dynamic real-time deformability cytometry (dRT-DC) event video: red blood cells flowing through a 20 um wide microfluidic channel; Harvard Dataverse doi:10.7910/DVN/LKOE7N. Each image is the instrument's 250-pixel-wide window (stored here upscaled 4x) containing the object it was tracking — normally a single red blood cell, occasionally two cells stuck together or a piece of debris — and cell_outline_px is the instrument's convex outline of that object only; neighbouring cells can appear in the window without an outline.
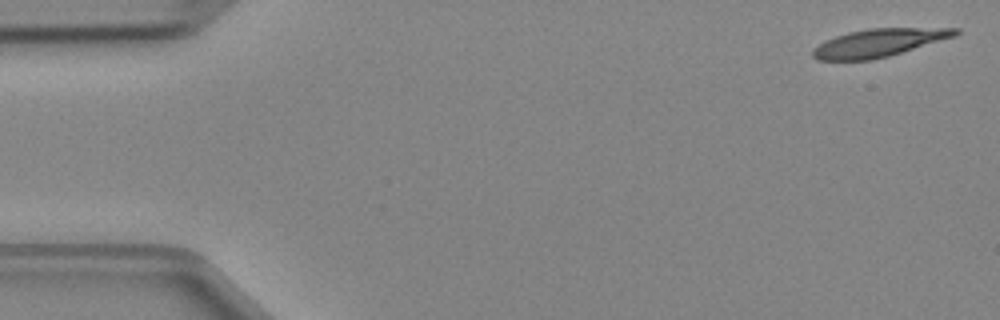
{"species": "Egyptian fruit bat (a non-hibernating species)", "species_latin": "Rousettus aegyptiacus", "temperature_condition": "cold", "stored_images_in_passage": 47, "camera_frame_rate_fps": 3000, "um_per_image_px": 0.085, "animal": {"sex": "female"}, "frame": {"image": 1, "passage_image": 1, "time_ms": 0.0, "image_size_px": [1000, 320], "cell_outline_px": [[960, 32], [956, 36], [888, 56], [872, 60], [816, 60], [812, 56], [812, 48], [816, 44], [824, 40], [848, 32], [868, 28], [960, 28]], "centroid_in_image_um": [74.65, 3.63], "position_along_channel_um": 10.3, "area_um2": 23.29}}
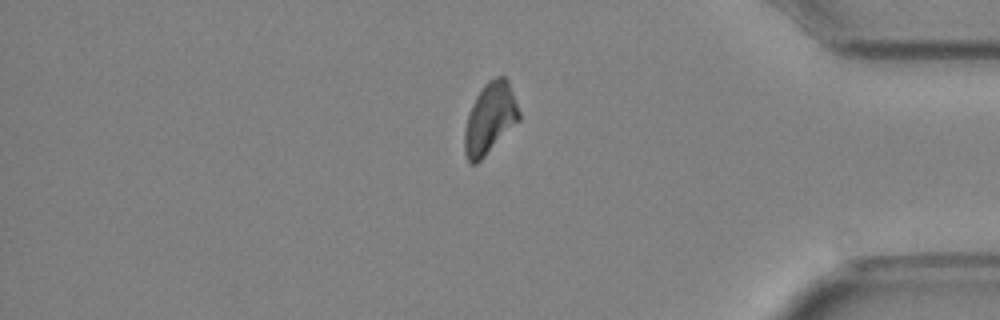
{"frame": {"image": 2, "passage_image": 39, "time_ms": 12.667, "image_size_px": [1000, 320], "cell_outline_px": [[520, 120], [476, 164], [472, 164], [468, 160], [464, 152], [464, 132], [468, 116], [472, 104], [476, 96], [484, 84], [488, 80], [496, 76], [504, 76], [508, 80], [520, 112]], "centroid_in_image_um": [41.65, 10.04], "position_along_channel_um": 393.6, "area_um2": 22.37}}
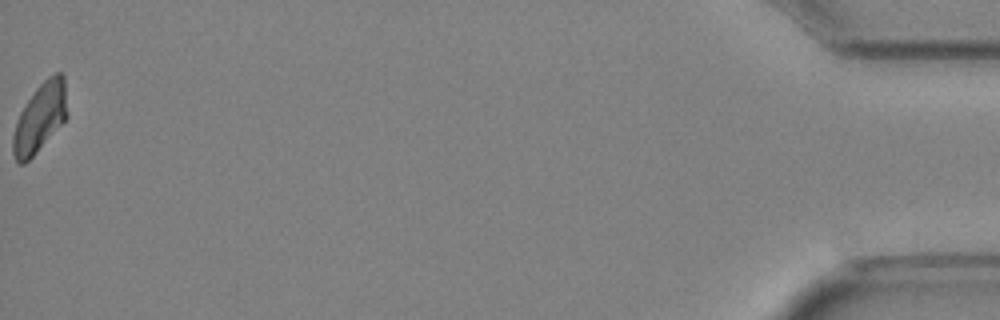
{"frame": {"image": 3, "passage_image": 47, "time_ms": 15.333, "image_size_px": [1000, 320], "cell_outline_px": [[68, 116], [36, 152], [24, 164], [20, 164], [16, 160], [12, 152], [12, 136], [20, 112], [36, 88], [48, 76], [56, 72], [60, 72], [64, 76], [68, 112]], "centroid_in_image_um": [3.41, 9.98], "position_along_channel_um": 431.8, "area_um2": 21.56}}